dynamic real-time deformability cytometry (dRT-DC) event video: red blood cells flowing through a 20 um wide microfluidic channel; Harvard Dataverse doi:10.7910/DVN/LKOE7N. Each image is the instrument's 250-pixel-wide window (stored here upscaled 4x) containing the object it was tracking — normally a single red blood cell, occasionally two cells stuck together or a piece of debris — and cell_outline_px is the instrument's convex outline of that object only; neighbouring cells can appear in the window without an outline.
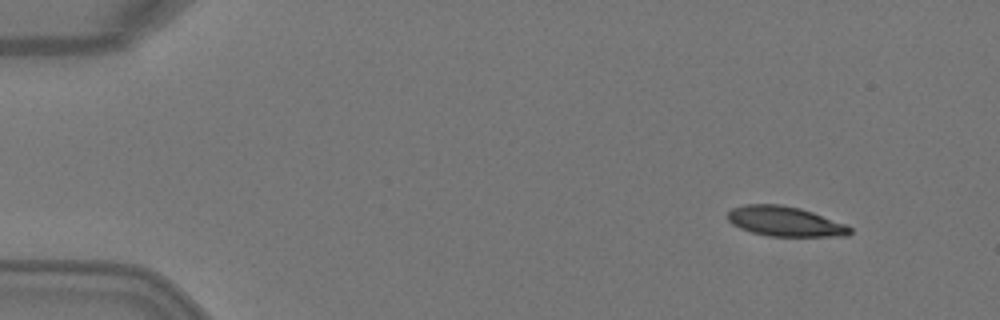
{"species": "Egyptian fruit bat (a non-hibernating species)", "species_latin": "Rousettus aegyptiacus", "temperature_condition": "warm", "stored_images_in_passage": 3, "segment_of_instrument_passage": [2, 2], "camera_frame_rate_fps": 3000, "um_per_image_px": 0.085, "animal": {"sex": "female"}, "frame": {"image": 1, "passage_image": 3, "time_ms": 0.667, "image_size_px": [1000, 320], "cell_outline_px": [[852, 232], [848, 236], [768, 236], [752, 232], [740, 228], [732, 224], [728, 220], [728, 212], [732, 208], [744, 204], [780, 204], [800, 208], [848, 224], [852, 228]], "centroid_in_image_um": [66.75, 18.82], "position_along_channel_um": 18.2, "area_um2": 21.44}}